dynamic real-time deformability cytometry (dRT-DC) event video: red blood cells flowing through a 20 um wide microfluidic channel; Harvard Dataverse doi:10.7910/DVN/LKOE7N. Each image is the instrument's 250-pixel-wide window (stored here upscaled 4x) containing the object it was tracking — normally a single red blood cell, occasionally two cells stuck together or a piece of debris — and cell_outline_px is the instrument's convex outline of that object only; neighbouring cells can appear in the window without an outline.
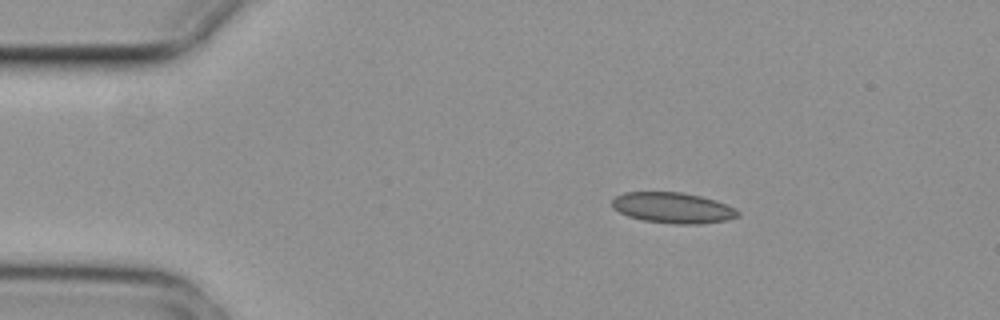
{"species": "common noctule bat (a hibernating species)", "species_latin": "Nyctalus noctula", "temperature_condition": "cold", "stored_images_in_passage": 2, "camera_frame_rate_fps": 3000, "um_per_image_px": 0.085, "animal": {"sex": "female", "body_mass_g": 29.2, "forearm_length_mm": 56.3}, "frame": {"image": 1, "passage_image": 1, "time_ms": 0.0, "image_size_px": [1000, 320], "cell_outline_px": [[740, 216], [728, 220], [700, 224], [672, 224], [644, 220], [628, 216], [612, 208], [612, 200], [616, 196], [624, 192], [680, 192], [700, 196], [716, 200], [736, 208], [740, 212]], "centroid_in_image_um": [57.22, 17.67], "position_along_channel_um": 27.8, "area_um2": 22.66}}